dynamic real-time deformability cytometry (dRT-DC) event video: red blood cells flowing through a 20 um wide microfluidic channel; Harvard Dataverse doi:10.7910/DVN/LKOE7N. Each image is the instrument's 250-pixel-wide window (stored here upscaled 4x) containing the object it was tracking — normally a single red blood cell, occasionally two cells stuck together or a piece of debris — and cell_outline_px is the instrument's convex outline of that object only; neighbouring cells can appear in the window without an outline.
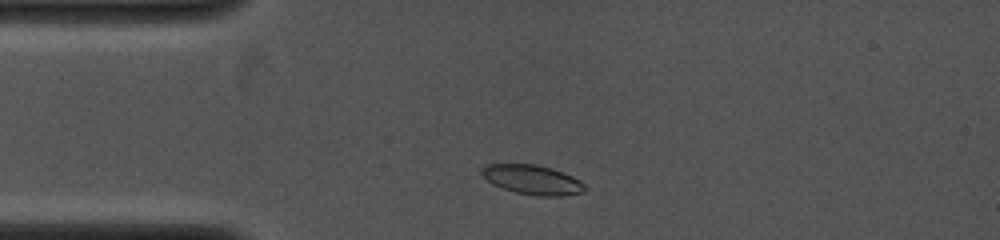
{"species": "common noctule bat (a hibernating species)", "species_latin": "Nyctalus noctula", "temperature_condition": "cold", "stored_images_in_passage": 27, "camera_frame_rate_fps": 4000, "um_per_image_px": 0.085, "animal": {"sex": "female", "body_mass_g": 19.0, "forearm_length_mm": 53.3}, "frame": {"image": 1, "passage_image": 3, "time_ms": 1.0, "image_size_px": [1000, 240], "cell_outline_px": [[588, 188], [584, 192], [564, 196], [536, 196], [516, 192], [492, 184], [480, 172], [480, 168], [488, 164], [536, 164], [552, 168], [572, 176], [580, 180]], "centroid_in_image_um": [45.29, 15.28], "position_along_channel_um": 39.7, "area_um2": 17.8}}
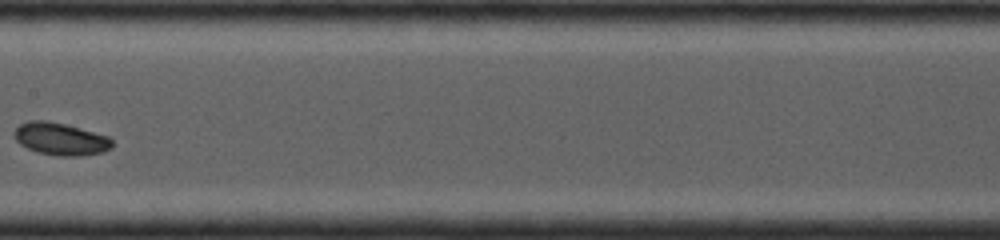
{"frame": {"image": 2, "passage_image": 13, "time_ms": 5.25, "image_size_px": [1000, 240], "cell_outline_px": [[112, 148], [104, 152], [80, 156], [60, 156], [36, 152], [20, 144], [12, 136], [12, 132], [20, 124], [28, 120], [48, 120], [80, 128], [108, 136], [112, 140]], "centroid_in_image_um": [5.12, 11.81], "position_along_channel_um": 202.3, "area_um2": 18.67}}
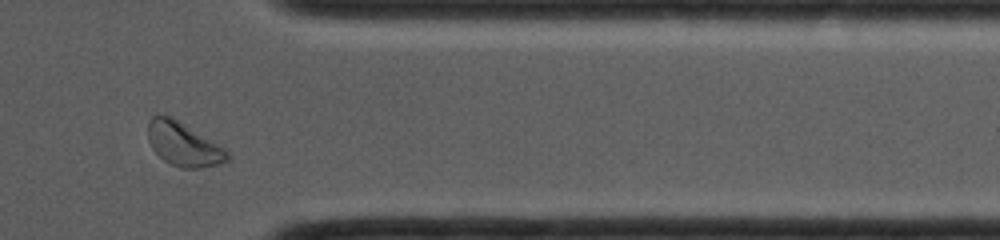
{"frame": {"image": 3, "passage_image": 24, "time_ms": 9.75, "image_size_px": [1000, 240], "cell_outline_px": [[232, 156], [224, 164], [200, 168], [180, 168], [164, 160], [152, 148], [148, 140], [148, 120], [152, 116], [168, 116], [176, 120], [228, 148]], "centroid_in_image_um": [15.68, 12.29], "position_along_channel_um": 395.7, "area_um2": 20.4}}